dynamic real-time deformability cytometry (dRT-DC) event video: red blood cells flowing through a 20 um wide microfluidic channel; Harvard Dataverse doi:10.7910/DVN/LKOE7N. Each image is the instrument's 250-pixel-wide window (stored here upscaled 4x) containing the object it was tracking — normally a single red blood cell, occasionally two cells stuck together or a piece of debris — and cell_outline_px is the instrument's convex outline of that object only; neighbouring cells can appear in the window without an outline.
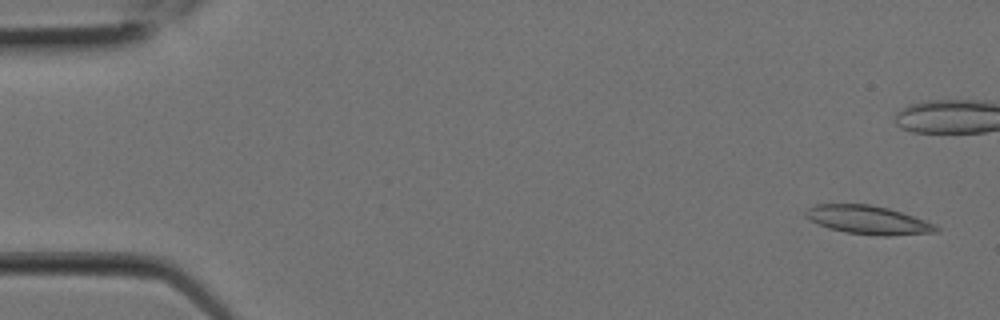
{"species": "Egyptian fruit bat (a non-hibernating species)", "species_latin": "Rousettus aegyptiacus", "temperature_condition": "room temperature", "stored_images_in_passage": 7, "camera_frame_rate_fps": 3000, "um_per_image_px": 0.085, "animal": {"sex": "female"}, "frame": {"image": 1, "passage_image": 1, "time_ms": 0.0, "image_size_px": [1000, 320], "cell_outline_px": [[940, 228], [936, 232], [888, 236], [884, 236], [844, 232], [828, 228], [804, 216], [804, 212], [808, 208], [816, 204], [868, 204], [888, 208], [936, 224]], "centroid_in_image_um": [73.78, 18.69], "position_along_channel_um": 11.2, "area_um2": 21.5}}